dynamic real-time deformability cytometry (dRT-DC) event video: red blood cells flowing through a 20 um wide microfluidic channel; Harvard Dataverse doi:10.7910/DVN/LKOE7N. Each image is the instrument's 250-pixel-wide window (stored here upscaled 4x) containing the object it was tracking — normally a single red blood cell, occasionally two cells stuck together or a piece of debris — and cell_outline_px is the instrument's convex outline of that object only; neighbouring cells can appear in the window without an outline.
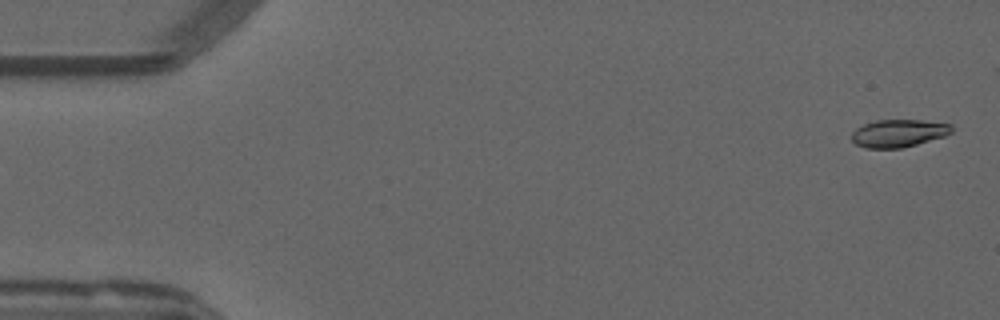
{"species": "common noctule bat (a hibernating species)", "species_latin": "Nyctalus noctula", "temperature_condition": "warm", "stored_images_in_passage": 16, "camera_frame_rate_fps": 3000, "um_per_image_px": 0.085, "animal": {"sex": "male", "forearm_length_mm": 52.5}, "frame": {"image": 1, "passage_image": 1, "time_ms": 0.0, "image_size_px": [1000, 320], "cell_outline_px": [[952, 132], [944, 136], [916, 144], [900, 148], [864, 148], [856, 144], [852, 140], [852, 132], [856, 128], [864, 124], [876, 120], [920, 120], [952, 124]], "centroid_in_image_um": [76.36, 11.32], "position_along_channel_um": 8.6, "area_um2": 16.01}}
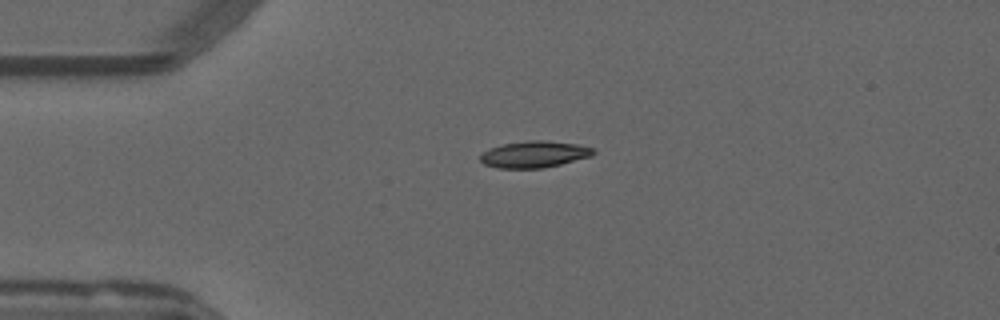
{"frame": {"image": 2, "passage_image": 12, "time_ms": 3.667, "image_size_px": [1000, 320], "cell_outline_px": [[596, 152], [592, 156], [544, 168], [500, 168], [484, 164], [480, 160], [480, 156], [488, 148], [504, 144], [528, 140], [544, 140], [576, 144], [596, 148]], "centroid_in_image_um": [45.44, 13.11], "position_along_channel_um": 39.6, "area_um2": 17.51}}